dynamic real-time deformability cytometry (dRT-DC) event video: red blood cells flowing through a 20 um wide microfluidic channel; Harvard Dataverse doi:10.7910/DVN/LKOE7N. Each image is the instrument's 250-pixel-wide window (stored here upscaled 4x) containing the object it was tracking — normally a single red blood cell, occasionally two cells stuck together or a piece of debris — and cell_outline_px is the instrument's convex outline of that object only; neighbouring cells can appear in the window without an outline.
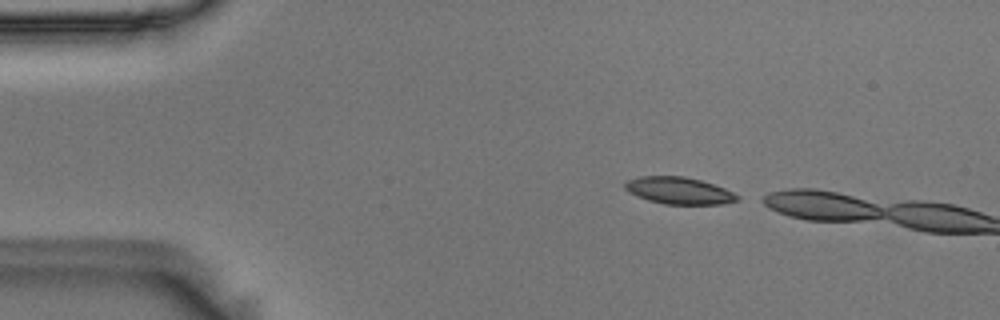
{"species": "Egyptian fruit bat (a non-hibernating species)", "species_latin": "Rousettus aegyptiacus", "temperature_condition": "room temperature", "stored_images_in_passage": 6, "camera_frame_rate_fps": 3000, "um_per_image_px": 0.085, "animal": {"sex": "male"}, "frame": {"image": 1, "passage_image": 2, "time_ms": 0.333, "image_size_px": [1000, 320], "cell_outline_px": [[740, 200], [724, 204], [664, 204], [648, 200], [636, 196], [628, 192], [624, 188], [624, 180], [640, 176], [684, 176], [700, 180], [724, 188], [740, 196]], "centroid_in_image_um": [57.68, 16.2], "position_along_channel_um": 27.3, "area_um2": 17.8}}